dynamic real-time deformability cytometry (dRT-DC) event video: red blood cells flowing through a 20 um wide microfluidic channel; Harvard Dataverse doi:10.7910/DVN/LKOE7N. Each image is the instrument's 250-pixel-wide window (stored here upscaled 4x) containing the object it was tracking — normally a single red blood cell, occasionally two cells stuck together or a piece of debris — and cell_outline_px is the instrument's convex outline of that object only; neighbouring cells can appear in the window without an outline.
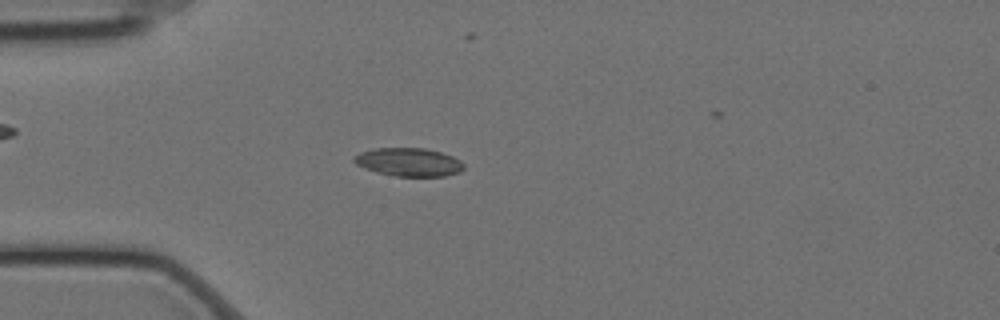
{"species": "Egyptian fruit bat (a non-hibernating species)", "species_latin": "Rousettus aegyptiacus", "temperature_condition": "cold", "stored_images_in_passage": 52, "camera_frame_rate_fps": 3000, "um_per_image_px": 0.085, "animal": {"sex": "female"}, "frame": {"image": 1, "passage_image": 16, "time_ms": 5.0, "image_size_px": [1000, 320], "cell_outline_px": [[464, 168], [460, 172], [444, 176], [396, 176], [376, 172], [364, 168], [356, 164], [352, 160], [360, 152], [376, 148], [424, 148], [440, 152], [452, 156], [460, 160], [464, 164]], "centroid_in_image_um": [34.75, 13.78], "position_along_channel_um": 50.2, "area_um2": 18.03}}
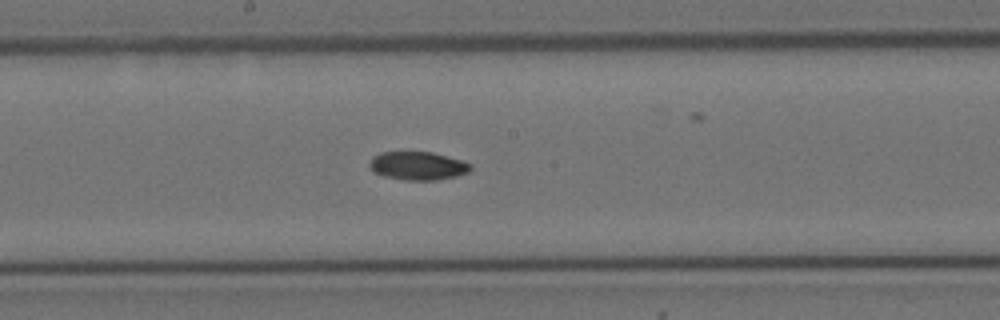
{"frame": {"image": 2, "passage_image": 31, "time_ms": 10.0, "image_size_px": [1000, 320], "cell_outline_px": [[472, 168], [468, 172], [456, 176], [436, 180], [404, 180], [384, 176], [372, 172], [368, 164], [372, 156], [380, 152], [432, 152], [460, 160], [472, 164]], "centroid_in_image_um": [35.47, 14.09], "position_along_channel_um": 212.7, "area_um2": 16.76}}
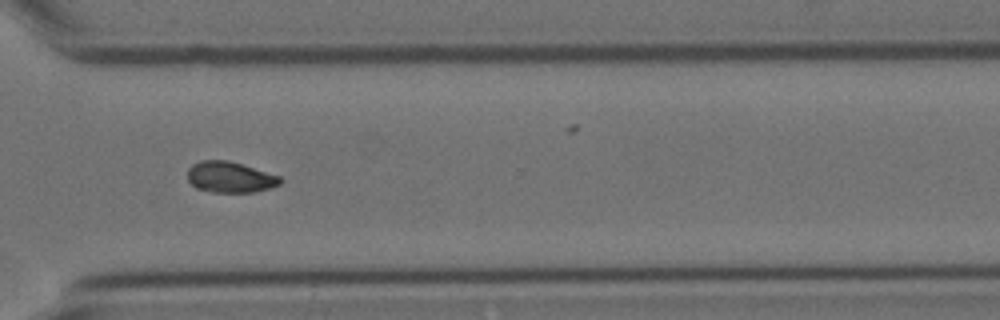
{"frame": {"image": 3, "passage_image": 43, "time_ms": 14.0, "image_size_px": [1000, 320], "cell_outline_px": [[284, 180], [280, 184], [256, 192], [212, 192], [196, 188], [188, 180], [188, 168], [192, 164], [200, 160], [228, 160], [280, 176]], "centroid_in_image_um": [19.55, 15.05], "position_along_channel_um": 351.1, "area_um2": 16.7}}